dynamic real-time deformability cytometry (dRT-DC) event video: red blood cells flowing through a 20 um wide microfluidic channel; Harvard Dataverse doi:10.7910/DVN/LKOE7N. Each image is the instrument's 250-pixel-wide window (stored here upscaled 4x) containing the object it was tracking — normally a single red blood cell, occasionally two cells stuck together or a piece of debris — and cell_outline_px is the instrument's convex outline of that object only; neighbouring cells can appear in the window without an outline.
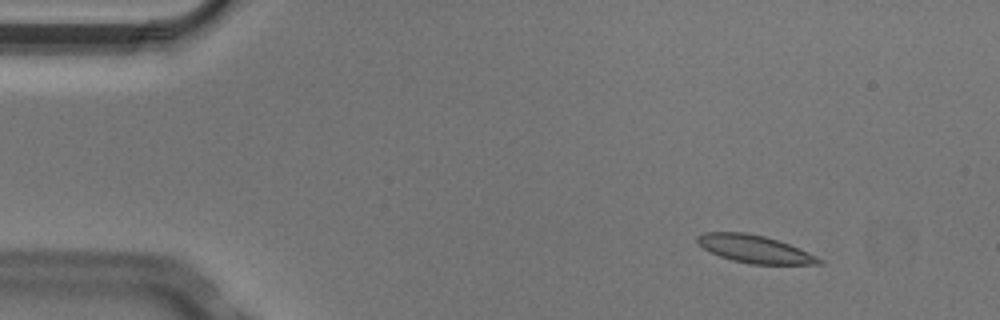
{"species": "Egyptian fruit bat (a non-hibernating species)", "species_latin": "Rousettus aegyptiacus", "temperature_condition": "cold", "stored_images_in_passage": 5, "camera_frame_rate_fps": 3000, "um_per_image_px": 0.085, "animal": {"sex": "male"}, "frame": {"image": 1, "passage_image": 2, "time_ms": 0.333, "image_size_px": [1000, 320], "cell_outline_px": [[824, 264], [748, 264], [732, 260], [720, 256], [704, 248], [696, 240], [696, 236], [704, 232], [744, 232], [764, 236], [788, 244], [816, 256], [824, 260]], "centroid_in_image_um": [64.14, 21.17], "position_along_channel_um": 20.9, "area_um2": 19.36}}